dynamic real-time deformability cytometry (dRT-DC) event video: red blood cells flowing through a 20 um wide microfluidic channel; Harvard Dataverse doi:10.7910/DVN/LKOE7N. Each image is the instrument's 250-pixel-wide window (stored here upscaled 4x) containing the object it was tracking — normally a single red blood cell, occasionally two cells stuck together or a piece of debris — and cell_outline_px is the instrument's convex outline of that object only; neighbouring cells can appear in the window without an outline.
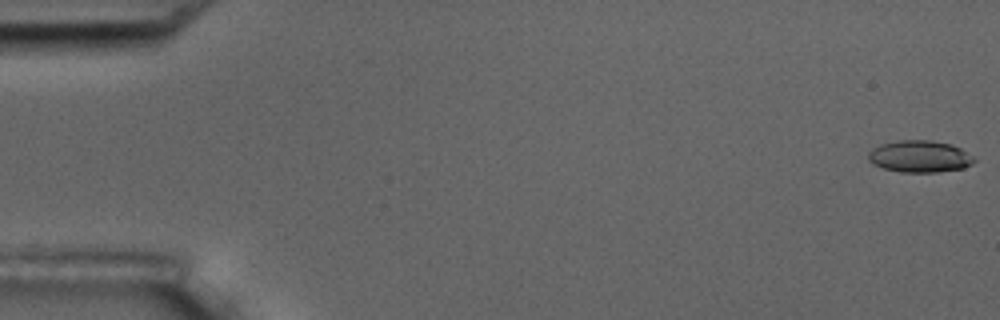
{"species": "common noctule bat (a hibernating species)", "species_latin": "Nyctalus noctula", "temperature_condition": "room temperature", "stored_images_in_passage": 8, "camera_frame_rate_fps": 3000, "um_per_image_px": 0.085, "animal": {"sex": "male", "body_mass_g": 17.5, "forearm_length_mm": 52.3}, "frame": {"image": 1, "passage_image": 1, "time_ms": 0.0, "image_size_px": [1000, 320], "cell_outline_px": [[976, 160], [972, 164], [964, 168], [936, 172], [900, 172], [884, 168], [872, 164], [868, 160], [868, 152], [872, 148], [880, 144], [896, 140], [932, 140], [952, 144], [960, 148]], "centroid_in_image_um": [78.14, 13.29], "position_along_channel_um": 6.9, "area_um2": 19.77}}
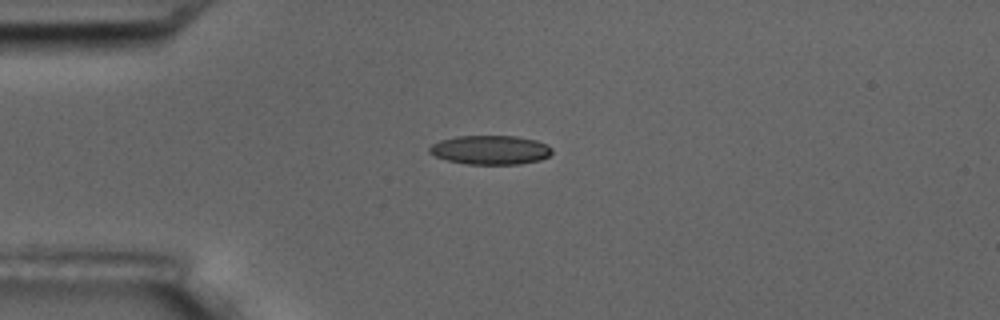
{"frame": {"image": 2, "passage_image": 5, "time_ms": 4.667, "image_size_px": [1000, 320], "cell_outline_px": [[552, 152], [548, 156], [540, 160], [520, 164], [468, 164], [448, 160], [436, 156], [428, 152], [428, 148], [432, 144], [440, 140], [456, 136], [516, 136], [536, 140], [548, 144], [552, 148]], "centroid_in_image_um": [41.69, 12.74], "position_along_channel_um": 43.3, "area_um2": 20.81}}